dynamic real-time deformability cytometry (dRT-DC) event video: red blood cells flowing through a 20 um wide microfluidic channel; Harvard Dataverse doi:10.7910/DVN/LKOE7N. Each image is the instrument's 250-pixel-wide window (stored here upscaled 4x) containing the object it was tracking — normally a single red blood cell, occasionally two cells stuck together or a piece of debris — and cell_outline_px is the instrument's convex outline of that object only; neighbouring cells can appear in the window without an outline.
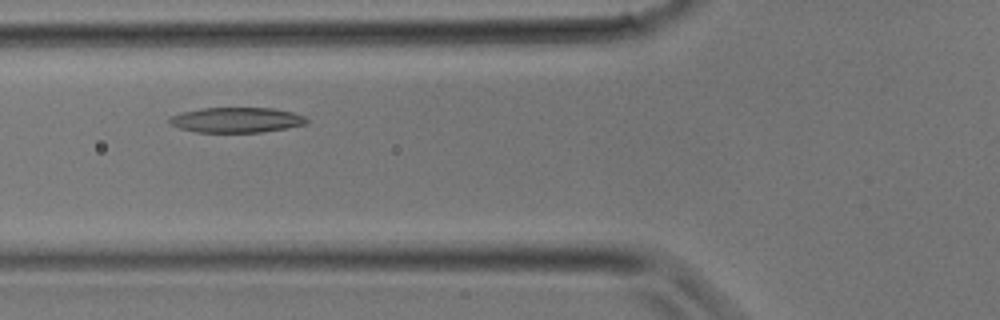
{"species": "common noctule bat (a hibernating species)", "species_latin": "Nyctalus noctula", "temperature_condition": "room temperature", "stored_images_in_passage": 18, "camera_frame_rate_fps": 3000, "um_per_image_px": 0.085, "animal": {"sex": "male", "body_mass_g": 17.9}, "frame": {"image": 1, "passage_image": 7, "time_ms": 2.0, "image_size_px": [1000, 320], "cell_outline_px": [[308, 120], [304, 124], [288, 128], [260, 132], [196, 132], [180, 128], [172, 124], [168, 120], [168, 116], [184, 112], [204, 108], [272, 108], [292, 112], [304, 116]], "centroid_in_image_um": [20.1, 10.2], "position_along_channel_um": 105.7, "area_um2": 19.94}}
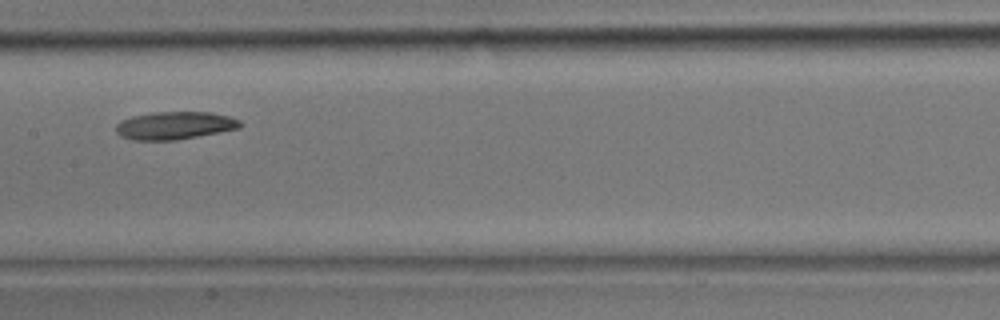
{"frame": {"image": 2, "passage_image": 11, "time_ms": 3.333, "image_size_px": [1000, 320], "cell_outline_px": [[244, 124], [240, 128], [220, 132], [176, 140], [132, 140], [120, 136], [116, 132], [116, 124], [120, 120], [132, 116], [152, 112], [212, 112], [228, 116], [240, 120]], "centroid_in_image_um": [14.85, 10.66], "position_along_channel_um": 192.6, "area_um2": 20.29}}
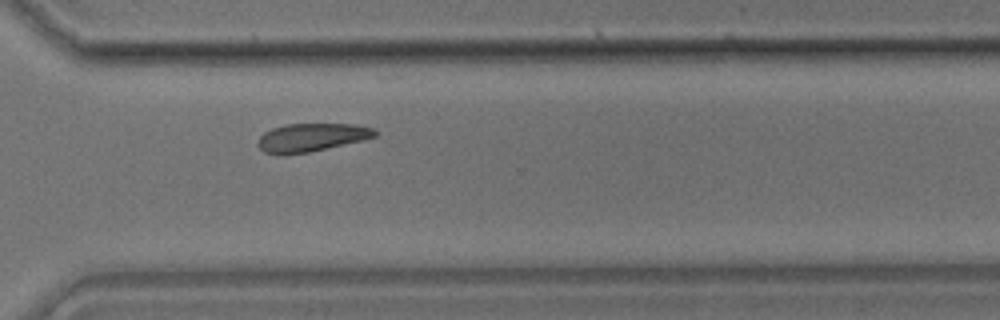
{"frame": {"image": 3, "passage_image": 18, "time_ms": 5.667, "image_size_px": [1000, 320], "cell_outline_px": [[376, 136], [360, 140], [308, 152], [264, 152], [256, 144], [256, 140], [264, 132], [272, 128], [284, 124], [352, 124], [372, 128], [376, 132]], "centroid_in_image_um": [26.43, 11.64], "position_along_channel_um": 344.2, "area_um2": 18.5}}